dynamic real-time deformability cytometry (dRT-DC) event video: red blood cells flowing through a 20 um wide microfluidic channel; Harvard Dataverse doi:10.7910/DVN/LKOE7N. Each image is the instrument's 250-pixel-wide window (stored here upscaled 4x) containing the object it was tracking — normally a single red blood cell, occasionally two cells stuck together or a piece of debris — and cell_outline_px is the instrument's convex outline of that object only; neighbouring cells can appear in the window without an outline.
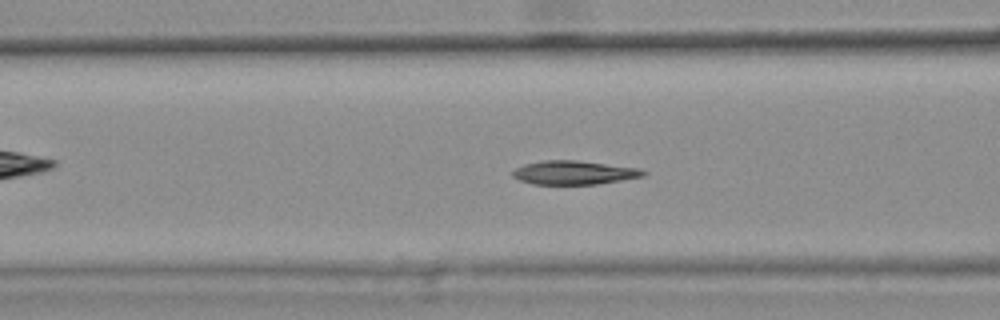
{"species": "common noctule bat (a hibernating species)", "species_latin": "Nyctalus noctula", "temperature_condition": "warm", "stored_images_in_passage": 45, "camera_frame_rate_fps": 3000, "um_per_image_px": 0.085, "animal": {"sex": "female", "body_mass_g": 25.1}, "frame": {"image": 1, "passage_image": 20, "time_ms": 6.333, "image_size_px": [1000, 320], "cell_outline_px": [[648, 172], [644, 176], [596, 184], [532, 184], [520, 180], [512, 176], [512, 172], [516, 168], [524, 164], [544, 160], [576, 160], [640, 168]], "centroid_in_image_um": [48.79, 14.67], "position_along_channel_um": 117.8, "area_um2": 18.03}, "authors_computed_cell_mechanics": {"area_um2": 18.7272, "velocity_mm_per_s": 3.7131, "shape_relaxation_time_tau1_ms": null, "shape_relaxation_time_tau2_ms": 10.9028, "deformation_change_tau1": null, "deformation_change_tau2": 0.1236}}